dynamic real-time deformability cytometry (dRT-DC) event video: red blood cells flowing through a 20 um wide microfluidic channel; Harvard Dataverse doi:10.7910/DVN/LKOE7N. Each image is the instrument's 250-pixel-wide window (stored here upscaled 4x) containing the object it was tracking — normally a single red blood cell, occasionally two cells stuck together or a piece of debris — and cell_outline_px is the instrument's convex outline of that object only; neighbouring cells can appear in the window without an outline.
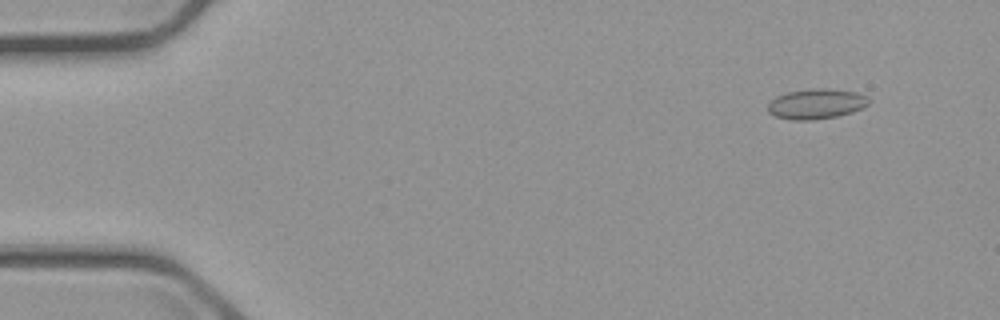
{"species": "common noctule bat (a hibernating species)", "species_latin": "Nyctalus noctula", "temperature_condition": "cold", "stored_images_in_passage": 7, "camera_frame_rate_fps": 3000, "um_per_image_px": 0.085, "animal": {"sex": "male", "body_mass_g": 23.1, "forearm_length_mm": 52.7}, "frame": {"image": 1, "passage_image": 2, "time_ms": 1.333, "image_size_px": [1000, 320], "cell_outline_px": [[868, 104], [864, 108], [852, 112], [836, 116], [812, 120], [792, 120], [776, 116], [768, 112], [768, 104], [776, 96], [788, 92], [824, 88], [856, 92], [868, 96]], "centroid_in_image_um": [69.4, 8.84], "position_along_channel_um": 15.6, "area_um2": 17.51}}
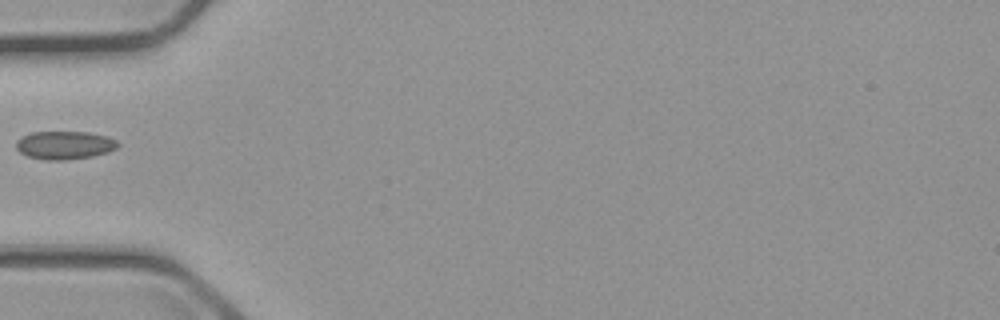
{"frame": {"image": 2, "passage_image": 6, "time_ms": 6.0, "image_size_px": [1000, 320], "cell_outline_px": [[120, 144], [116, 148], [108, 152], [92, 156], [64, 160], [48, 160], [28, 156], [20, 152], [16, 148], [16, 140], [32, 132], [88, 132], [108, 136], [116, 140]], "centroid_in_image_um": [5.51, 12.33], "position_along_channel_um": 79.5, "area_um2": 16.65}}
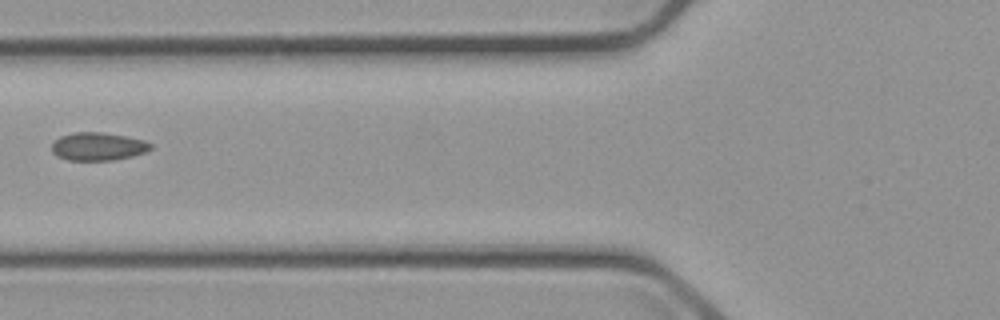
{"frame": {"image": 3, "passage_image": 7, "time_ms": 7.0, "image_size_px": [1000, 320], "cell_outline_px": [[152, 148], [148, 152], [116, 160], [68, 160], [56, 156], [52, 152], [52, 144], [60, 136], [72, 132], [100, 132], [128, 136], [144, 140], [152, 144]], "centroid_in_image_um": [8.36, 12.45], "position_along_channel_um": 117.4, "area_um2": 16.36}}